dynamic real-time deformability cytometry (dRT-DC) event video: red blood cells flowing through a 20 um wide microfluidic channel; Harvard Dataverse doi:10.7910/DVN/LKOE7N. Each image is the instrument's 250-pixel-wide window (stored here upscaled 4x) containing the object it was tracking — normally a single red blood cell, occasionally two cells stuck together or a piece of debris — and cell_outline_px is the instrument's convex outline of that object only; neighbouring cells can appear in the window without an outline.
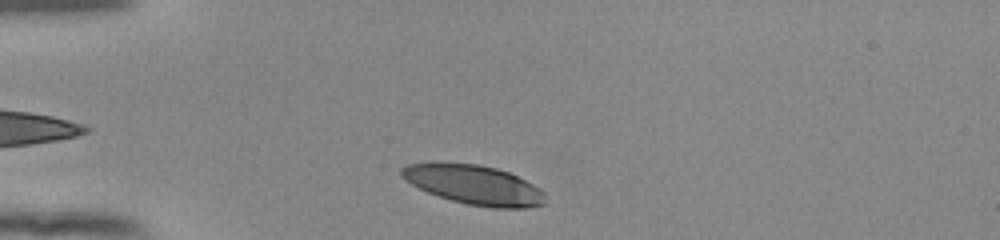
{"species": "human", "species_latin": "Homo sapiens", "temperature_condition": "room temperature", "stored_images_in_passage": 35, "camera_frame_rate_fps": 3000, "um_per_image_px": 0.085, "donor": {"sex": "female"}, "frame": {"image": 1, "passage_image": 2, "time_ms": 0.333, "image_size_px": [1000, 240], "cell_outline_px": [[544, 204], [528, 208], [492, 208], [468, 204], [452, 200], [428, 192], [404, 180], [400, 176], [400, 168], [408, 164], [440, 160], [480, 164], [496, 168], [508, 172], [540, 188], [544, 192]], "centroid_in_image_um": [40.23, 15.67], "position_along_channel_um": 44.8, "area_um2": 33.47}}
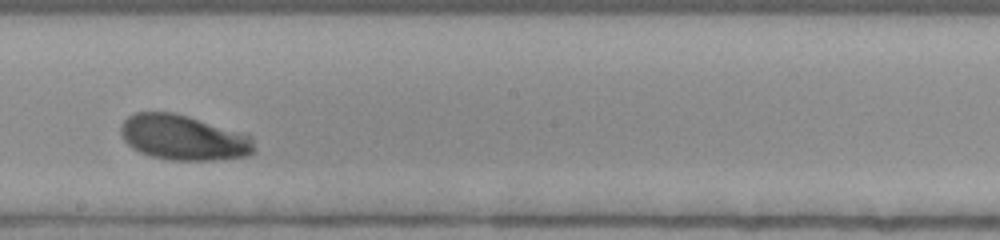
{"frame": {"image": 2, "passage_image": 19, "time_ms": 6.0, "image_size_px": [1000, 240], "cell_outline_px": [[256, 152], [248, 156], [216, 160], [168, 160], [152, 156], [140, 152], [132, 148], [124, 140], [120, 132], [120, 124], [128, 116], [136, 112], [172, 112], [188, 116], [252, 136], [256, 148]], "centroid_in_image_um": [15.59, 11.7], "position_along_channel_um": 232.6, "area_um2": 35.26}}
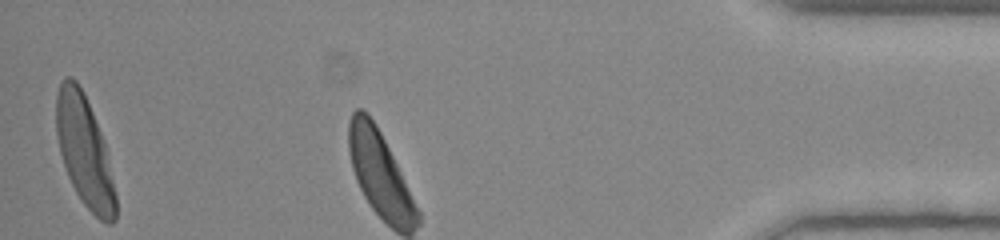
{"frame": {"image": 3, "passage_image": 35, "time_ms": 11.333, "image_size_px": [1000, 240], "cell_outline_px": [[116, 220], [112, 224], [108, 224], [100, 220], [80, 200], [68, 176], [60, 152], [56, 132], [56, 96], [60, 84], [64, 76], [72, 76], [76, 80], [84, 92], [100, 132], [104, 144], [116, 196]], "centroid_in_image_um": [7.16, 12.85], "position_along_channel_um": 428.0, "area_um2": 37.74}, "authors_computed_cell_mechanics": {"area_um2": 35.3158, "velocity_mm_per_s": 3.839, "shape_relaxation_time_tau1_ms": 1.5654, "shape_relaxation_time_tau2_ms": null, "deformation_change_tau1": 0.1107, "deformation_change_tau2": null}}